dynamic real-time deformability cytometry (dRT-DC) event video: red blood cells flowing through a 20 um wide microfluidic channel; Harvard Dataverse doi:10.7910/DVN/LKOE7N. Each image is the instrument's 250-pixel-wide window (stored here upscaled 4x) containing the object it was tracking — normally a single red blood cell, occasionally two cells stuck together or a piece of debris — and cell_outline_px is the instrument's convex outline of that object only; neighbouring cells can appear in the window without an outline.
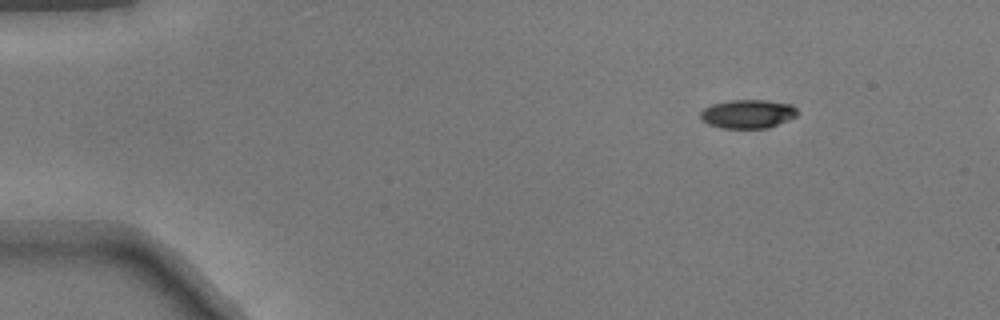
{"species": "common noctule bat (a hibernating species)", "species_latin": "Nyctalus noctula", "temperature_condition": "warm", "stored_images_in_passage": 38, "camera_frame_rate_fps": 3000, "um_per_image_px": 0.085, "animal": {"sex": "male", "body_mass_g": 17.9}, "frame": {"image": 1, "passage_image": 1, "time_ms": 0.0, "image_size_px": [1000, 320], "cell_outline_px": [[796, 116], [788, 120], [768, 128], [720, 128], [708, 124], [700, 120], [700, 112], [704, 108], [712, 104], [728, 100], [768, 100], [792, 104], [796, 108]], "centroid_in_image_um": [63.53, 9.68], "position_along_channel_um": 21.5, "area_um2": 16.36}}
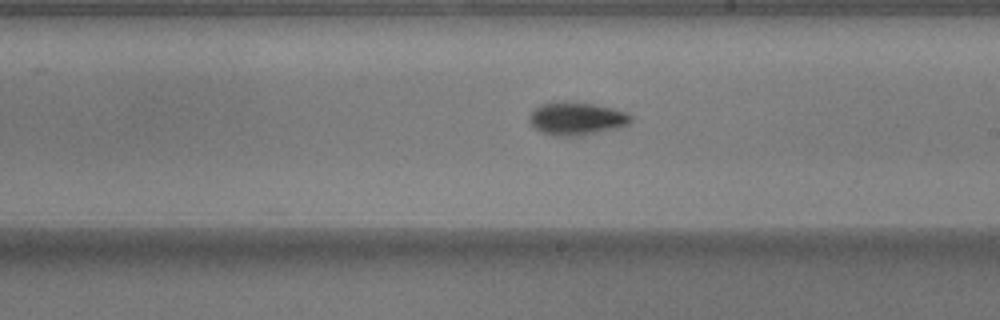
{"frame": {"image": 2, "passage_image": 24, "time_ms": 7.667, "image_size_px": [1000, 320], "cell_outline_px": [[632, 120], [628, 124], [616, 128], [580, 136], [552, 136], [540, 132], [532, 128], [528, 124], [528, 116], [540, 104], [556, 100], [592, 104], [612, 108], [624, 112], [632, 116]], "centroid_in_image_um": [48.92, 10.09], "position_along_channel_um": 240.1, "area_um2": 19.77}}
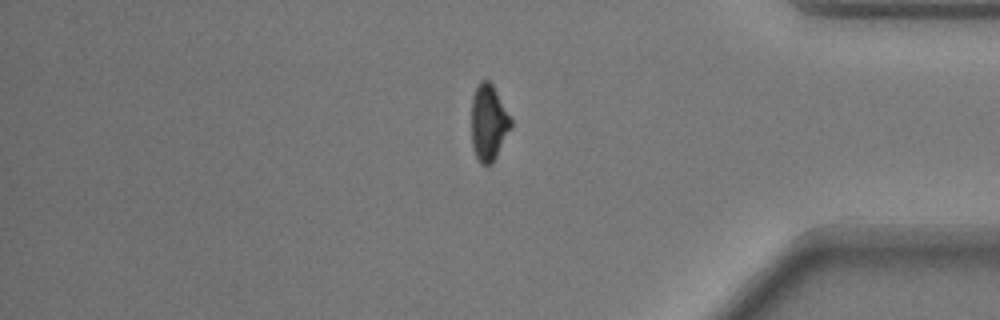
{"frame": {"image": 3, "passage_image": 37, "time_ms": 12.0, "image_size_px": [1000, 320], "cell_outline_px": [[512, 124], [492, 164], [488, 168], [480, 164], [472, 148], [472, 96], [480, 80], [488, 80], [492, 84], [512, 120]], "centroid_in_image_um": [41.51, 10.46], "position_along_channel_um": 393.7, "area_um2": 17.4}}